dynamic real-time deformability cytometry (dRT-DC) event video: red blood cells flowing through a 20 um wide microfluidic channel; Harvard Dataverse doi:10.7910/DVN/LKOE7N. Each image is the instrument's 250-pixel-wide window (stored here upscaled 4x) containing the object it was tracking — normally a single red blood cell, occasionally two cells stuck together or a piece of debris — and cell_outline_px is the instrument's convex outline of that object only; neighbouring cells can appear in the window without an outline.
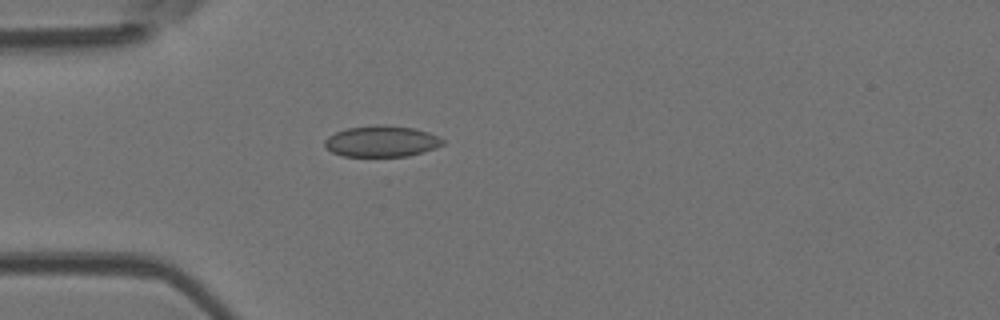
{"species": "Egyptian fruit bat (a non-hibernating species)", "species_latin": "Rousettus aegyptiacus", "temperature_condition": "room temperature", "stored_images_in_passage": 37, "camera_frame_rate_fps": 3000, "um_per_image_px": 0.085, "animal": {"sex": "female"}, "frame": {"image": 1, "passage_image": 1, "time_ms": 0.0, "image_size_px": [1000, 320], "cell_outline_px": [[444, 144], [436, 148], [408, 156], [344, 156], [332, 152], [324, 144], [324, 140], [328, 136], [336, 132], [348, 128], [376, 124], [380, 124], [416, 128], [428, 132], [444, 140]], "centroid_in_image_um": [32.44, 12.0], "position_along_channel_um": 52.6, "area_um2": 21.39}}
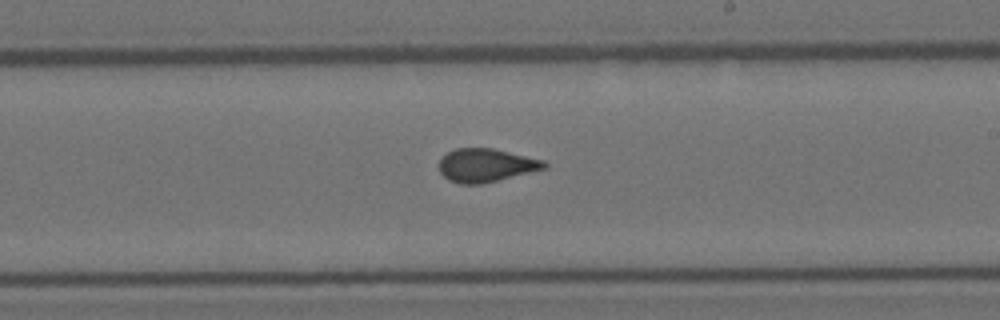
{"frame": {"image": 2, "passage_image": 16, "time_ms": 5.0, "image_size_px": [1000, 320], "cell_outline_px": [[548, 168], [480, 184], [460, 184], [448, 180], [440, 172], [440, 156], [456, 148], [492, 148], [544, 160], [548, 164]], "centroid_in_image_um": [41.3, 14.04], "position_along_channel_um": 247.7, "area_um2": 20.4}}
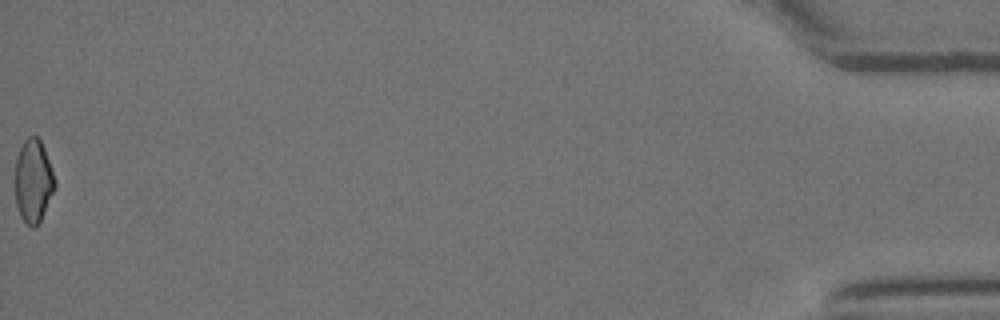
{"frame": {"image": 3, "passage_image": 37, "time_ms": 12.0, "image_size_px": [1000, 320], "cell_outline_px": [[56, 184], [40, 220], [36, 228], [32, 228], [20, 216], [16, 204], [16, 156], [24, 140], [28, 136], [36, 136], [40, 140], [44, 148], [56, 180]], "centroid_in_image_um": [2.83, 15.37], "position_along_channel_um": 432.4, "area_um2": 18.96}, "authors_computed_cell_mechanics": {"area_um2": 20.4612, "velocity_mm_per_s": 4.066, "shape_relaxation_time_tau1_ms": null, "shape_relaxation_time_tau2_ms": 0.9168, "deformation_change_tau1": null, "deformation_change_tau2": 0.0458}}